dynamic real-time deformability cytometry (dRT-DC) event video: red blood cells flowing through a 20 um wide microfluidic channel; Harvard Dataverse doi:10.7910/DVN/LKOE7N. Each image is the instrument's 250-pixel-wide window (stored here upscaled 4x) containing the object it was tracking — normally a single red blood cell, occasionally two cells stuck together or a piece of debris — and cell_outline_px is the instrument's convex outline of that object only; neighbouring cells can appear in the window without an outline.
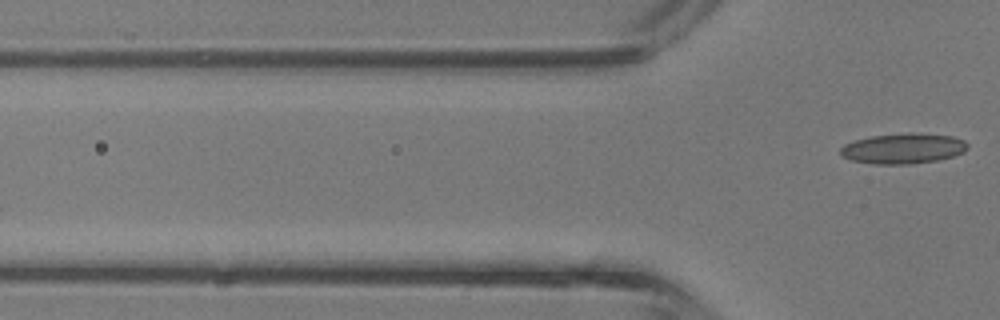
{"species": "common noctule bat (a hibernating species)", "species_latin": "Nyctalus noctula", "temperature_condition": "room temperature", "stored_images_in_passage": 5, "camera_frame_rate_fps": 3000, "um_per_image_px": 0.085, "animal": {"sex": "male", "body_mass_g": 13.3}, "frame": {"image": 1, "passage_image": 5, "time_ms": 1.333, "image_size_px": [1000, 320], "cell_outline_px": [[968, 148], [964, 152], [952, 156], [936, 160], [908, 164], [876, 164], [852, 160], [844, 156], [840, 152], [840, 148], [844, 144], [856, 140], [872, 136], [912, 132], [952, 136], [964, 140], [968, 144]], "centroid_in_image_um": [76.79, 12.61], "position_along_channel_um": 49.0, "area_um2": 22.31}}